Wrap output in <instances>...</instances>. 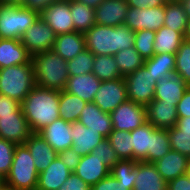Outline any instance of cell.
I'll return each instance as SVG.
<instances>
[{
  "mask_svg": "<svg viewBox=\"0 0 190 190\" xmlns=\"http://www.w3.org/2000/svg\"><path fill=\"white\" fill-rule=\"evenodd\" d=\"M60 91L35 86L21 102L22 112L33 133H39L60 118Z\"/></svg>",
  "mask_w": 190,
  "mask_h": 190,
  "instance_id": "obj_1",
  "label": "cell"
},
{
  "mask_svg": "<svg viewBox=\"0 0 190 190\" xmlns=\"http://www.w3.org/2000/svg\"><path fill=\"white\" fill-rule=\"evenodd\" d=\"M86 48L94 55L114 56L134 47L135 31L122 24L116 27L95 24L84 33Z\"/></svg>",
  "mask_w": 190,
  "mask_h": 190,
  "instance_id": "obj_2",
  "label": "cell"
},
{
  "mask_svg": "<svg viewBox=\"0 0 190 190\" xmlns=\"http://www.w3.org/2000/svg\"><path fill=\"white\" fill-rule=\"evenodd\" d=\"M35 83L37 86L62 91L70 77L67 61L53 50L36 53L32 56Z\"/></svg>",
  "mask_w": 190,
  "mask_h": 190,
  "instance_id": "obj_3",
  "label": "cell"
},
{
  "mask_svg": "<svg viewBox=\"0 0 190 190\" xmlns=\"http://www.w3.org/2000/svg\"><path fill=\"white\" fill-rule=\"evenodd\" d=\"M36 86L32 59L23 65L0 69V94L22 102Z\"/></svg>",
  "mask_w": 190,
  "mask_h": 190,
  "instance_id": "obj_4",
  "label": "cell"
},
{
  "mask_svg": "<svg viewBox=\"0 0 190 190\" xmlns=\"http://www.w3.org/2000/svg\"><path fill=\"white\" fill-rule=\"evenodd\" d=\"M38 171L32 155L24 144L15 146L12 166L5 177L10 190H36Z\"/></svg>",
  "mask_w": 190,
  "mask_h": 190,
  "instance_id": "obj_5",
  "label": "cell"
},
{
  "mask_svg": "<svg viewBox=\"0 0 190 190\" xmlns=\"http://www.w3.org/2000/svg\"><path fill=\"white\" fill-rule=\"evenodd\" d=\"M39 17V13L22 6L0 4V38L20 40Z\"/></svg>",
  "mask_w": 190,
  "mask_h": 190,
  "instance_id": "obj_6",
  "label": "cell"
},
{
  "mask_svg": "<svg viewBox=\"0 0 190 190\" xmlns=\"http://www.w3.org/2000/svg\"><path fill=\"white\" fill-rule=\"evenodd\" d=\"M127 99L139 105L147 106L154 100L157 81L145 66L136 69L124 77Z\"/></svg>",
  "mask_w": 190,
  "mask_h": 190,
  "instance_id": "obj_7",
  "label": "cell"
},
{
  "mask_svg": "<svg viewBox=\"0 0 190 190\" xmlns=\"http://www.w3.org/2000/svg\"><path fill=\"white\" fill-rule=\"evenodd\" d=\"M110 116L113 130L119 131L131 132L147 122L146 107L128 99L112 111Z\"/></svg>",
  "mask_w": 190,
  "mask_h": 190,
  "instance_id": "obj_8",
  "label": "cell"
},
{
  "mask_svg": "<svg viewBox=\"0 0 190 190\" xmlns=\"http://www.w3.org/2000/svg\"><path fill=\"white\" fill-rule=\"evenodd\" d=\"M55 38L52 28L39 17L22 35L20 41L33 56L36 53L52 50Z\"/></svg>",
  "mask_w": 190,
  "mask_h": 190,
  "instance_id": "obj_9",
  "label": "cell"
},
{
  "mask_svg": "<svg viewBox=\"0 0 190 190\" xmlns=\"http://www.w3.org/2000/svg\"><path fill=\"white\" fill-rule=\"evenodd\" d=\"M165 5L154 8L129 7L124 25L133 31L151 30L157 31L164 26Z\"/></svg>",
  "mask_w": 190,
  "mask_h": 190,
  "instance_id": "obj_10",
  "label": "cell"
},
{
  "mask_svg": "<svg viewBox=\"0 0 190 190\" xmlns=\"http://www.w3.org/2000/svg\"><path fill=\"white\" fill-rule=\"evenodd\" d=\"M127 100L126 81L124 78L101 82L93 102L106 113L114 111Z\"/></svg>",
  "mask_w": 190,
  "mask_h": 190,
  "instance_id": "obj_11",
  "label": "cell"
},
{
  "mask_svg": "<svg viewBox=\"0 0 190 190\" xmlns=\"http://www.w3.org/2000/svg\"><path fill=\"white\" fill-rule=\"evenodd\" d=\"M32 134L22 108L15 113L0 115V138L18 145L24 144Z\"/></svg>",
  "mask_w": 190,
  "mask_h": 190,
  "instance_id": "obj_12",
  "label": "cell"
},
{
  "mask_svg": "<svg viewBox=\"0 0 190 190\" xmlns=\"http://www.w3.org/2000/svg\"><path fill=\"white\" fill-rule=\"evenodd\" d=\"M40 17L52 28L56 36L74 32L70 0L53 3L40 14Z\"/></svg>",
  "mask_w": 190,
  "mask_h": 190,
  "instance_id": "obj_13",
  "label": "cell"
},
{
  "mask_svg": "<svg viewBox=\"0 0 190 190\" xmlns=\"http://www.w3.org/2000/svg\"><path fill=\"white\" fill-rule=\"evenodd\" d=\"M153 164L167 183L190 171V158L172 149Z\"/></svg>",
  "mask_w": 190,
  "mask_h": 190,
  "instance_id": "obj_14",
  "label": "cell"
},
{
  "mask_svg": "<svg viewBox=\"0 0 190 190\" xmlns=\"http://www.w3.org/2000/svg\"><path fill=\"white\" fill-rule=\"evenodd\" d=\"M39 134L57 153L71 148L73 145L71 123L66 122L62 118L54 120L51 124L42 129Z\"/></svg>",
  "mask_w": 190,
  "mask_h": 190,
  "instance_id": "obj_15",
  "label": "cell"
},
{
  "mask_svg": "<svg viewBox=\"0 0 190 190\" xmlns=\"http://www.w3.org/2000/svg\"><path fill=\"white\" fill-rule=\"evenodd\" d=\"M128 8L127 0H104L95 9V23L110 27L122 25Z\"/></svg>",
  "mask_w": 190,
  "mask_h": 190,
  "instance_id": "obj_16",
  "label": "cell"
},
{
  "mask_svg": "<svg viewBox=\"0 0 190 190\" xmlns=\"http://www.w3.org/2000/svg\"><path fill=\"white\" fill-rule=\"evenodd\" d=\"M188 87L181 75L170 73L156 83L154 100H164L177 106Z\"/></svg>",
  "mask_w": 190,
  "mask_h": 190,
  "instance_id": "obj_17",
  "label": "cell"
},
{
  "mask_svg": "<svg viewBox=\"0 0 190 190\" xmlns=\"http://www.w3.org/2000/svg\"><path fill=\"white\" fill-rule=\"evenodd\" d=\"M147 122L155 128L169 129L178 121L176 106L164 100H152L146 106Z\"/></svg>",
  "mask_w": 190,
  "mask_h": 190,
  "instance_id": "obj_18",
  "label": "cell"
},
{
  "mask_svg": "<svg viewBox=\"0 0 190 190\" xmlns=\"http://www.w3.org/2000/svg\"><path fill=\"white\" fill-rule=\"evenodd\" d=\"M79 123L99 132L105 138L113 131L110 113L103 112L94 102H87L80 113Z\"/></svg>",
  "mask_w": 190,
  "mask_h": 190,
  "instance_id": "obj_19",
  "label": "cell"
},
{
  "mask_svg": "<svg viewBox=\"0 0 190 190\" xmlns=\"http://www.w3.org/2000/svg\"><path fill=\"white\" fill-rule=\"evenodd\" d=\"M24 145L32 155L38 173L46 170L49 164L58 157V153L39 133H33Z\"/></svg>",
  "mask_w": 190,
  "mask_h": 190,
  "instance_id": "obj_20",
  "label": "cell"
},
{
  "mask_svg": "<svg viewBox=\"0 0 190 190\" xmlns=\"http://www.w3.org/2000/svg\"><path fill=\"white\" fill-rule=\"evenodd\" d=\"M71 132L73 137V145L71 148L80 156L91 153L92 150L105 139L99 132L93 131L90 127L87 128L79 122L71 123Z\"/></svg>",
  "mask_w": 190,
  "mask_h": 190,
  "instance_id": "obj_21",
  "label": "cell"
},
{
  "mask_svg": "<svg viewBox=\"0 0 190 190\" xmlns=\"http://www.w3.org/2000/svg\"><path fill=\"white\" fill-rule=\"evenodd\" d=\"M88 185L93 186L110 174V169L98 157L89 153L81 156L80 162L73 171Z\"/></svg>",
  "mask_w": 190,
  "mask_h": 190,
  "instance_id": "obj_22",
  "label": "cell"
},
{
  "mask_svg": "<svg viewBox=\"0 0 190 190\" xmlns=\"http://www.w3.org/2000/svg\"><path fill=\"white\" fill-rule=\"evenodd\" d=\"M101 85V81L94 73L70 76L64 91L77 95L86 102H93L95 94Z\"/></svg>",
  "mask_w": 190,
  "mask_h": 190,
  "instance_id": "obj_23",
  "label": "cell"
},
{
  "mask_svg": "<svg viewBox=\"0 0 190 190\" xmlns=\"http://www.w3.org/2000/svg\"><path fill=\"white\" fill-rule=\"evenodd\" d=\"M32 56L20 40L0 38V69L28 63Z\"/></svg>",
  "mask_w": 190,
  "mask_h": 190,
  "instance_id": "obj_24",
  "label": "cell"
},
{
  "mask_svg": "<svg viewBox=\"0 0 190 190\" xmlns=\"http://www.w3.org/2000/svg\"><path fill=\"white\" fill-rule=\"evenodd\" d=\"M71 173L72 171L57 157L46 170L39 173L36 190H57Z\"/></svg>",
  "mask_w": 190,
  "mask_h": 190,
  "instance_id": "obj_25",
  "label": "cell"
},
{
  "mask_svg": "<svg viewBox=\"0 0 190 190\" xmlns=\"http://www.w3.org/2000/svg\"><path fill=\"white\" fill-rule=\"evenodd\" d=\"M168 183L153 163L137 162L133 190H167Z\"/></svg>",
  "mask_w": 190,
  "mask_h": 190,
  "instance_id": "obj_26",
  "label": "cell"
},
{
  "mask_svg": "<svg viewBox=\"0 0 190 190\" xmlns=\"http://www.w3.org/2000/svg\"><path fill=\"white\" fill-rule=\"evenodd\" d=\"M84 49H86L84 34L76 31L57 35L52 48L65 61L75 58Z\"/></svg>",
  "mask_w": 190,
  "mask_h": 190,
  "instance_id": "obj_27",
  "label": "cell"
},
{
  "mask_svg": "<svg viewBox=\"0 0 190 190\" xmlns=\"http://www.w3.org/2000/svg\"><path fill=\"white\" fill-rule=\"evenodd\" d=\"M155 127L146 122L130 132L132 136L133 160L148 163V150H151V132Z\"/></svg>",
  "mask_w": 190,
  "mask_h": 190,
  "instance_id": "obj_28",
  "label": "cell"
},
{
  "mask_svg": "<svg viewBox=\"0 0 190 190\" xmlns=\"http://www.w3.org/2000/svg\"><path fill=\"white\" fill-rule=\"evenodd\" d=\"M183 40L184 36L180 32L174 31L166 26H162L156 31L154 41L155 54H176Z\"/></svg>",
  "mask_w": 190,
  "mask_h": 190,
  "instance_id": "obj_29",
  "label": "cell"
},
{
  "mask_svg": "<svg viewBox=\"0 0 190 190\" xmlns=\"http://www.w3.org/2000/svg\"><path fill=\"white\" fill-rule=\"evenodd\" d=\"M86 103V101L77 95L67 93L64 90L60 91V101L58 108L60 118L69 123L78 122L80 113L82 112V109Z\"/></svg>",
  "mask_w": 190,
  "mask_h": 190,
  "instance_id": "obj_30",
  "label": "cell"
},
{
  "mask_svg": "<svg viewBox=\"0 0 190 190\" xmlns=\"http://www.w3.org/2000/svg\"><path fill=\"white\" fill-rule=\"evenodd\" d=\"M70 13L74 31L85 33L95 25V9L83 3L70 0Z\"/></svg>",
  "mask_w": 190,
  "mask_h": 190,
  "instance_id": "obj_31",
  "label": "cell"
},
{
  "mask_svg": "<svg viewBox=\"0 0 190 190\" xmlns=\"http://www.w3.org/2000/svg\"><path fill=\"white\" fill-rule=\"evenodd\" d=\"M164 17V26L178 31L184 36L189 18L179 1L168 0L166 2Z\"/></svg>",
  "mask_w": 190,
  "mask_h": 190,
  "instance_id": "obj_32",
  "label": "cell"
},
{
  "mask_svg": "<svg viewBox=\"0 0 190 190\" xmlns=\"http://www.w3.org/2000/svg\"><path fill=\"white\" fill-rule=\"evenodd\" d=\"M144 66L151 71L158 82L163 77L175 72V54H154L150 59L145 60Z\"/></svg>",
  "mask_w": 190,
  "mask_h": 190,
  "instance_id": "obj_33",
  "label": "cell"
},
{
  "mask_svg": "<svg viewBox=\"0 0 190 190\" xmlns=\"http://www.w3.org/2000/svg\"><path fill=\"white\" fill-rule=\"evenodd\" d=\"M92 73L101 82L124 78L120 73L114 56L109 55H95Z\"/></svg>",
  "mask_w": 190,
  "mask_h": 190,
  "instance_id": "obj_34",
  "label": "cell"
},
{
  "mask_svg": "<svg viewBox=\"0 0 190 190\" xmlns=\"http://www.w3.org/2000/svg\"><path fill=\"white\" fill-rule=\"evenodd\" d=\"M114 58L123 77L143 67L145 62L144 58L134 47L118 51Z\"/></svg>",
  "mask_w": 190,
  "mask_h": 190,
  "instance_id": "obj_35",
  "label": "cell"
},
{
  "mask_svg": "<svg viewBox=\"0 0 190 190\" xmlns=\"http://www.w3.org/2000/svg\"><path fill=\"white\" fill-rule=\"evenodd\" d=\"M108 140L119 160H133L132 136L130 132L113 130L109 134Z\"/></svg>",
  "mask_w": 190,
  "mask_h": 190,
  "instance_id": "obj_36",
  "label": "cell"
},
{
  "mask_svg": "<svg viewBox=\"0 0 190 190\" xmlns=\"http://www.w3.org/2000/svg\"><path fill=\"white\" fill-rule=\"evenodd\" d=\"M168 129L155 128L151 132V150H148V163H154L170 151Z\"/></svg>",
  "mask_w": 190,
  "mask_h": 190,
  "instance_id": "obj_37",
  "label": "cell"
},
{
  "mask_svg": "<svg viewBox=\"0 0 190 190\" xmlns=\"http://www.w3.org/2000/svg\"><path fill=\"white\" fill-rule=\"evenodd\" d=\"M135 160H119L111 169L110 174L118 180L119 183L129 186L133 190L136 178Z\"/></svg>",
  "mask_w": 190,
  "mask_h": 190,
  "instance_id": "obj_38",
  "label": "cell"
},
{
  "mask_svg": "<svg viewBox=\"0 0 190 190\" xmlns=\"http://www.w3.org/2000/svg\"><path fill=\"white\" fill-rule=\"evenodd\" d=\"M95 55L89 50L84 49L75 58L67 61L69 76H77L92 72Z\"/></svg>",
  "mask_w": 190,
  "mask_h": 190,
  "instance_id": "obj_39",
  "label": "cell"
},
{
  "mask_svg": "<svg viewBox=\"0 0 190 190\" xmlns=\"http://www.w3.org/2000/svg\"><path fill=\"white\" fill-rule=\"evenodd\" d=\"M175 72L190 86V41L184 39L175 54Z\"/></svg>",
  "mask_w": 190,
  "mask_h": 190,
  "instance_id": "obj_40",
  "label": "cell"
},
{
  "mask_svg": "<svg viewBox=\"0 0 190 190\" xmlns=\"http://www.w3.org/2000/svg\"><path fill=\"white\" fill-rule=\"evenodd\" d=\"M156 31L151 30H137L135 31V43L134 48L138 53L146 59H150L154 54V41H155Z\"/></svg>",
  "mask_w": 190,
  "mask_h": 190,
  "instance_id": "obj_41",
  "label": "cell"
},
{
  "mask_svg": "<svg viewBox=\"0 0 190 190\" xmlns=\"http://www.w3.org/2000/svg\"><path fill=\"white\" fill-rule=\"evenodd\" d=\"M168 136L171 149L190 158V134L174 126L168 129Z\"/></svg>",
  "mask_w": 190,
  "mask_h": 190,
  "instance_id": "obj_42",
  "label": "cell"
},
{
  "mask_svg": "<svg viewBox=\"0 0 190 190\" xmlns=\"http://www.w3.org/2000/svg\"><path fill=\"white\" fill-rule=\"evenodd\" d=\"M94 156L103 160V163L111 169L118 161L119 158L112 148V145L108 138L103 139L95 149L91 152Z\"/></svg>",
  "mask_w": 190,
  "mask_h": 190,
  "instance_id": "obj_43",
  "label": "cell"
},
{
  "mask_svg": "<svg viewBox=\"0 0 190 190\" xmlns=\"http://www.w3.org/2000/svg\"><path fill=\"white\" fill-rule=\"evenodd\" d=\"M16 144L0 138V173L6 177L12 166Z\"/></svg>",
  "mask_w": 190,
  "mask_h": 190,
  "instance_id": "obj_44",
  "label": "cell"
},
{
  "mask_svg": "<svg viewBox=\"0 0 190 190\" xmlns=\"http://www.w3.org/2000/svg\"><path fill=\"white\" fill-rule=\"evenodd\" d=\"M91 190H129V186L119 183L111 174L91 186Z\"/></svg>",
  "mask_w": 190,
  "mask_h": 190,
  "instance_id": "obj_45",
  "label": "cell"
},
{
  "mask_svg": "<svg viewBox=\"0 0 190 190\" xmlns=\"http://www.w3.org/2000/svg\"><path fill=\"white\" fill-rule=\"evenodd\" d=\"M57 190H91V186L72 172L68 179Z\"/></svg>",
  "mask_w": 190,
  "mask_h": 190,
  "instance_id": "obj_46",
  "label": "cell"
},
{
  "mask_svg": "<svg viewBox=\"0 0 190 190\" xmlns=\"http://www.w3.org/2000/svg\"><path fill=\"white\" fill-rule=\"evenodd\" d=\"M58 157L72 172L75 171L81 159V156L76 154L72 148L61 151L58 153Z\"/></svg>",
  "mask_w": 190,
  "mask_h": 190,
  "instance_id": "obj_47",
  "label": "cell"
},
{
  "mask_svg": "<svg viewBox=\"0 0 190 190\" xmlns=\"http://www.w3.org/2000/svg\"><path fill=\"white\" fill-rule=\"evenodd\" d=\"M21 108V103L6 95L0 94V115L17 112Z\"/></svg>",
  "mask_w": 190,
  "mask_h": 190,
  "instance_id": "obj_48",
  "label": "cell"
},
{
  "mask_svg": "<svg viewBox=\"0 0 190 190\" xmlns=\"http://www.w3.org/2000/svg\"><path fill=\"white\" fill-rule=\"evenodd\" d=\"M63 0H25L23 8L33 10L41 14L46 8H48L53 3H57Z\"/></svg>",
  "mask_w": 190,
  "mask_h": 190,
  "instance_id": "obj_49",
  "label": "cell"
},
{
  "mask_svg": "<svg viewBox=\"0 0 190 190\" xmlns=\"http://www.w3.org/2000/svg\"><path fill=\"white\" fill-rule=\"evenodd\" d=\"M178 117L190 116V86L184 92L182 98L176 106Z\"/></svg>",
  "mask_w": 190,
  "mask_h": 190,
  "instance_id": "obj_50",
  "label": "cell"
},
{
  "mask_svg": "<svg viewBox=\"0 0 190 190\" xmlns=\"http://www.w3.org/2000/svg\"><path fill=\"white\" fill-rule=\"evenodd\" d=\"M168 0H127L129 7L135 8H154L166 5Z\"/></svg>",
  "mask_w": 190,
  "mask_h": 190,
  "instance_id": "obj_51",
  "label": "cell"
},
{
  "mask_svg": "<svg viewBox=\"0 0 190 190\" xmlns=\"http://www.w3.org/2000/svg\"><path fill=\"white\" fill-rule=\"evenodd\" d=\"M167 190H190V176H179L168 182Z\"/></svg>",
  "mask_w": 190,
  "mask_h": 190,
  "instance_id": "obj_52",
  "label": "cell"
},
{
  "mask_svg": "<svg viewBox=\"0 0 190 190\" xmlns=\"http://www.w3.org/2000/svg\"><path fill=\"white\" fill-rule=\"evenodd\" d=\"M175 126L183 133L190 134V116L178 117V121Z\"/></svg>",
  "mask_w": 190,
  "mask_h": 190,
  "instance_id": "obj_53",
  "label": "cell"
},
{
  "mask_svg": "<svg viewBox=\"0 0 190 190\" xmlns=\"http://www.w3.org/2000/svg\"><path fill=\"white\" fill-rule=\"evenodd\" d=\"M96 9L104 0H74Z\"/></svg>",
  "mask_w": 190,
  "mask_h": 190,
  "instance_id": "obj_54",
  "label": "cell"
},
{
  "mask_svg": "<svg viewBox=\"0 0 190 190\" xmlns=\"http://www.w3.org/2000/svg\"><path fill=\"white\" fill-rule=\"evenodd\" d=\"M25 0H0V4L12 5V6H23Z\"/></svg>",
  "mask_w": 190,
  "mask_h": 190,
  "instance_id": "obj_55",
  "label": "cell"
},
{
  "mask_svg": "<svg viewBox=\"0 0 190 190\" xmlns=\"http://www.w3.org/2000/svg\"><path fill=\"white\" fill-rule=\"evenodd\" d=\"M184 8L188 18H190V0H178Z\"/></svg>",
  "mask_w": 190,
  "mask_h": 190,
  "instance_id": "obj_56",
  "label": "cell"
},
{
  "mask_svg": "<svg viewBox=\"0 0 190 190\" xmlns=\"http://www.w3.org/2000/svg\"><path fill=\"white\" fill-rule=\"evenodd\" d=\"M184 39L190 41V18L188 19V22H187L186 31L184 33Z\"/></svg>",
  "mask_w": 190,
  "mask_h": 190,
  "instance_id": "obj_57",
  "label": "cell"
},
{
  "mask_svg": "<svg viewBox=\"0 0 190 190\" xmlns=\"http://www.w3.org/2000/svg\"><path fill=\"white\" fill-rule=\"evenodd\" d=\"M0 190H10L6 183L0 185Z\"/></svg>",
  "mask_w": 190,
  "mask_h": 190,
  "instance_id": "obj_58",
  "label": "cell"
},
{
  "mask_svg": "<svg viewBox=\"0 0 190 190\" xmlns=\"http://www.w3.org/2000/svg\"><path fill=\"white\" fill-rule=\"evenodd\" d=\"M5 183V176L0 173V185Z\"/></svg>",
  "mask_w": 190,
  "mask_h": 190,
  "instance_id": "obj_59",
  "label": "cell"
}]
</instances>
